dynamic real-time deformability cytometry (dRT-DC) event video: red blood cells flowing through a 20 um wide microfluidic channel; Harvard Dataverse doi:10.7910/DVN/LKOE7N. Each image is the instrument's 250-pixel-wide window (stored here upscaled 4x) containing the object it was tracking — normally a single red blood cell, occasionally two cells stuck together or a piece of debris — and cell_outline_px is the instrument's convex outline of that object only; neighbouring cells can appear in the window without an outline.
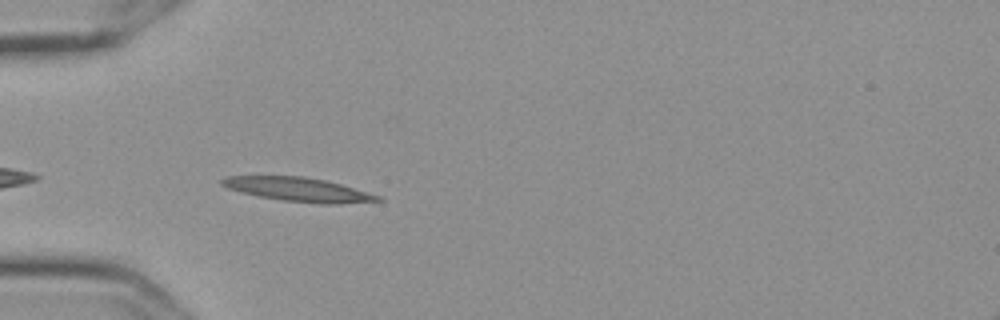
{"species": "Egyptian fruit bat (a non-hibernating species)", "species_latin": "Rousettus aegyptiacus", "temperature_condition": "cold", "stored_images_in_passage": 42, "camera_frame_rate_fps": 3000, "um_per_image_px": 0.085, "frame": {"image": 1, "passage_image": 3, "time_ms": 0.667, "image_size_px": [1000, 320], "cell_outline_px": [[384, 200], [332, 204], [320, 204], [284, 200], [260, 196], [228, 188], [220, 184], [220, 180], [228, 176], [304, 176], [324, 180], [340, 184], [380, 196]], "centroid_in_image_um": [25.35, 16.1], "position_along_channel_um": 59.6, "area_um2": 21.27}}
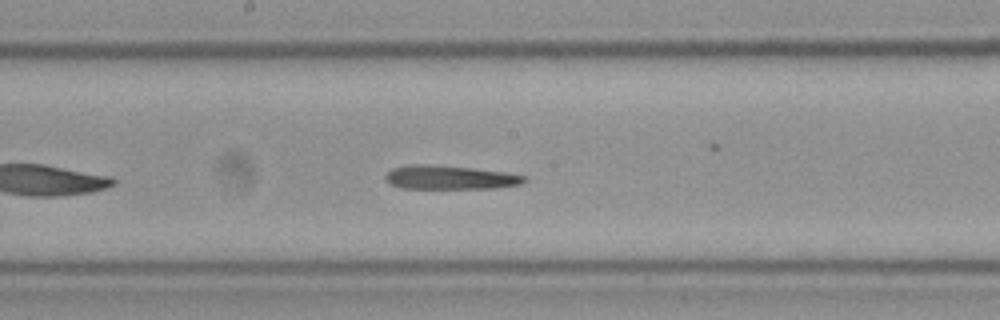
{"frame": {"image": 2, "passage_image": 16, "time_ms": 5.0, "image_size_px": [1000, 320], "cell_outline_px": [[524, 180], [520, 184], [496, 188], [400, 188], [392, 184], [384, 176], [392, 168], [408, 164], [428, 164], [472, 168], [504, 172], [524, 176]], "centroid_in_image_um": [38.19, 15.07], "position_along_channel_um": 210.0, "area_um2": 19.02}}
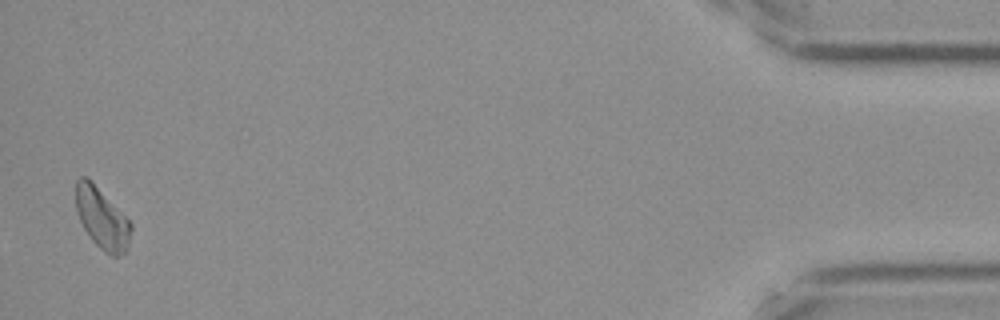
{"frame": {"image": 3, "passage_image": 41, "time_ms": 13.333, "image_size_px": [1000, 320], "cell_outline_px": [[132, 228], [128, 244], [124, 252], [116, 256], [112, 256], [104, 252], [92, 240], [84, 228], [76, 212], [76, 180], [80, 176], [88, 176], [92, 180], [132, 224]], "centroid_in_image_um": [8.64, 18.53], "position_along_channel_um": 426.6, "area_um2": 19.48}, "authors_computed_cell_mechanics": {"area_um2": 19.941, "velocity_mm_per_s": 3.5933, "shape_relaxation_time_tau1_ms": null, "shape_relaxation_time_tau2_ms": 8.7645, "deformation_change_tau1": null, "deformation_change_tau2": 0.2198}}